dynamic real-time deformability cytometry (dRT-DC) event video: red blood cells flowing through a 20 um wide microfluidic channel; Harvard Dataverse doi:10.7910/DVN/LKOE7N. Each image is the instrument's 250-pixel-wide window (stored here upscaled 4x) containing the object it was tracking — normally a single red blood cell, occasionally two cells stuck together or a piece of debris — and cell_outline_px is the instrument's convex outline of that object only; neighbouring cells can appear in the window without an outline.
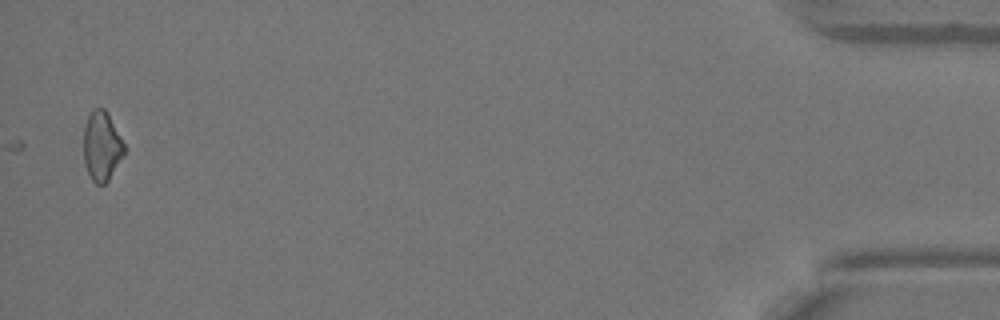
{"species": "Egyptian fruit bat (a non-hibernating species)", "species_latin": "Rousettus aegyptiacus", "temperature_condition": "warm", "stored_images_in_passage": 49, "camera_frame_rate_fps": 3000, "um_per_image_px": 0.085, "animal": {"sex": "female"}, "frame": {"image": 1, "passage_image": 49, "time_ms": 16.0, "image_size_px": [1000, 320], "cell_outline_px": [[124, 152], [108, 180], [104, 184], [96, 184], [92, 180], [84, 164], [84, 124], [92, 108], [104, 108], [120, 136], [124, 144]], "centroid_in_image_um": [8.61, 12.41], "position_along_channel_um": 426.6, "area_um2": 16.07}}